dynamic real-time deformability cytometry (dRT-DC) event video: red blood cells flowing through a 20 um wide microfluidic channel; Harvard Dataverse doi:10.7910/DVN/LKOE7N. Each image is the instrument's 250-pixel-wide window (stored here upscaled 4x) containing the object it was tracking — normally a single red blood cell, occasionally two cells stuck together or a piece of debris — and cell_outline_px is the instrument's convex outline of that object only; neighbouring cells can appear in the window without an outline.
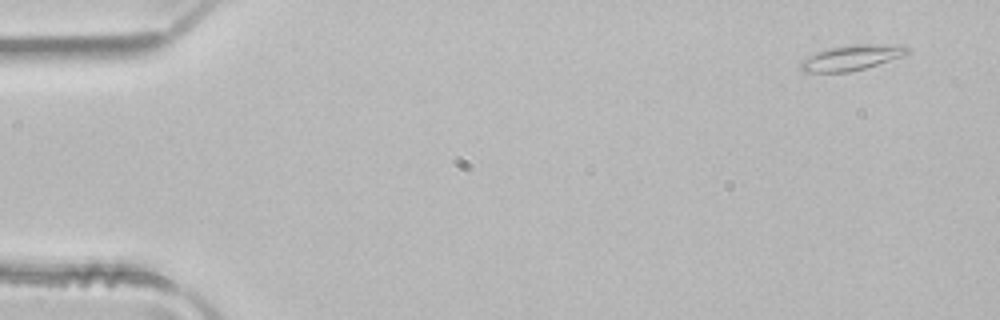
{"species": "common noctule bat (a hibernating species)", "species_latin": "Nyctalus noctula", "temperature_condition": "room temperature", "stored_images_in_passage": 4, "camera_frame_rate_fps": 3000, "um_per_image_px": 0.085, "animal": {"sex": "male", "body_mass_g": 21.5, "forearm_length_mm": 52.0}, "frame": {"image": 1, "passage_image": 1, "time_ms": 0.0, "image_size_px": [1000, 320], "cell_outline_px": [[912, 52], [864, 68], [848, 72], [804, 72], [800, 68], [800, 60], [816, 52], [828, 48], [848, 44], [904, 44]], "centroid_in_image_um": [72.37, 4.87], "position_along_channel_um": 12.6, "area_um2": 15.78}}